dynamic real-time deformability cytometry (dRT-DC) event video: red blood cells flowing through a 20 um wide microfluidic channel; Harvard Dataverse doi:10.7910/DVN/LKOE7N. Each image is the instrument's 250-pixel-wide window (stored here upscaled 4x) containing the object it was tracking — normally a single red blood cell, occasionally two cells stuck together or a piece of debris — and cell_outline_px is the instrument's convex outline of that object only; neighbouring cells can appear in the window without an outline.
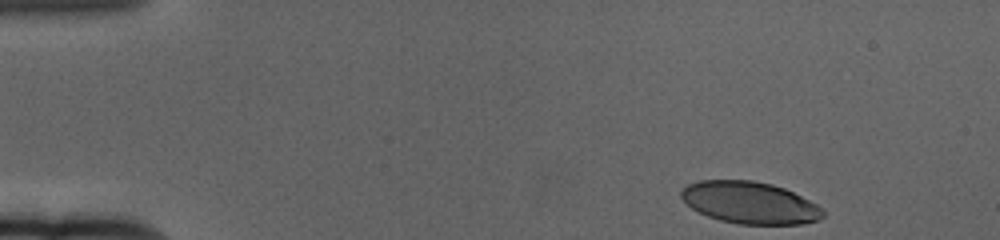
{"species": "human", "species_latin": "Homo sapiens", "temperature_condition": "cold", "stored_images_in_passage": 54, "camera_frame_rate_fps": 3000, "um_per_image_px": 0.085, "donor": {"sex": "female"}, "frame": {"image": 1, "passage_image": 1, "time_ms": 0.0, "image_size_px": [1000, 240], "cell_outline_px": [[824, 216], [820, 220], [800, 224], [740, 224], [720, 220], [708, 216], [692, 208], [680, 196], [680, 192], [688, 184], [700, 180], [752, 180], [772, 184], [784, 188], [816, 204], [824, 212]], "centroid_in_image_um": [63.73, 17.22], "position_along_channel_um": 21.3, "area_um2": 34.45}}
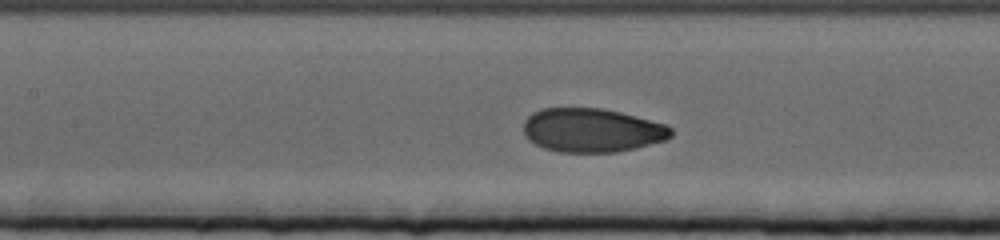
{"frame": {"image": 2, "passage_image": 22, "time_ms": 7.0, "image_size_px": [1000, 240], "cell_outline_px": [[672, 136], [668, 140], [636, 148], [616, 152], [560, 152], [544, 148], [528, 140], [524, 136], [524, 120], [532, 112], [544, 108], [600, 108], [620, 112], [664, 124], [672, 128]], "centroid_in_image_um": [50.31, 11.08], "position_along_channel_um": 157.1, "area_um2": 37.8}}
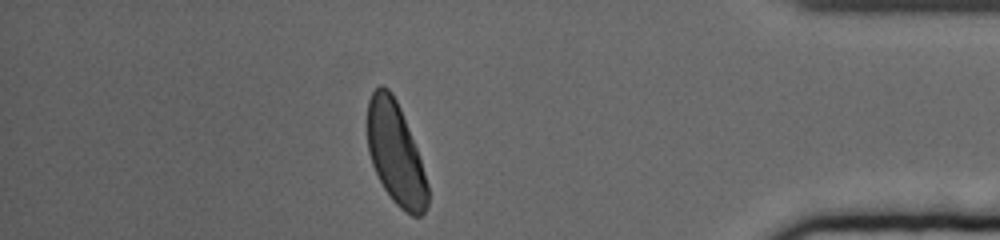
{"frame": {"image": 3, "passage_image": 47, "time_ms": 15.333, "image_size_px": [1000, 240], "cell_outline_px": [[428, 204], [424, 212], [420, 216], [412, 216], [404, 212], [392, 200], [384, 188], [372, 164], [368, 152], [368, 100], [372, 92], [380, 84], [388, 88], [392, 92], [400, 108], [416, 148], [428, 184]], "centroid_in_image_um": [33.62, 13.06], "position_along_channel_um": 401.6, "area_um2": 35.55}, "authors_computed_cell_mechanics": {"area_um2": 37.1943, "velocity_mm_per_s": 3.3529, "shape_relaxation_time_tau1_ms": 3.0849, "shape_relaxation_time_tau2_ms": 0.9796, "deformation_change_tau1": 0.1398, "deformation_change_tau2": 0.0492}}